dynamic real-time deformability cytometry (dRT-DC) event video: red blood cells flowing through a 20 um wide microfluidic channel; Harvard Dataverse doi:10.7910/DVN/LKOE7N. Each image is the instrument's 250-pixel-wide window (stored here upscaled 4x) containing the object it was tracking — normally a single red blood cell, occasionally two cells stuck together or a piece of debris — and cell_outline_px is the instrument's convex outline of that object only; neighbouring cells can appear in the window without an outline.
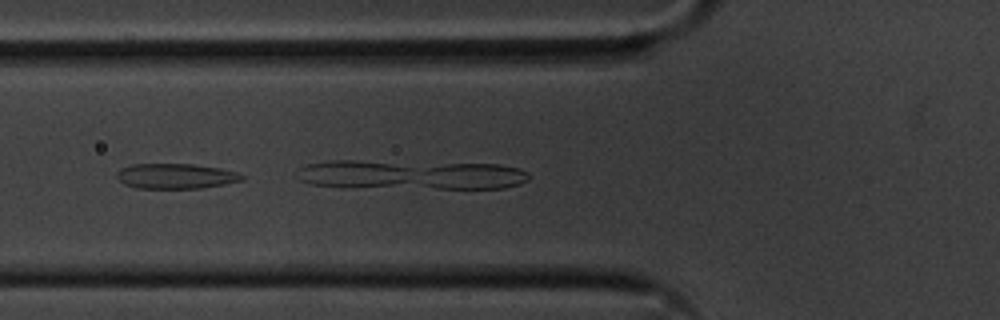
{"species": "common noctule bat (a hibernating species)", "species_latin": "Nyctalus noctula", "temperature_condition": "cold", "stored_images_in_passage": 32, "camera_frame_rate_fps": 3000, "um_per_image_px": 0.085, "animal": {"sex": "male", "body_mass_g": 20.1, "forearm_length_mm": 53.5}, "frame": {"image": 1, "passage_image": 19, "time_ms": 6.0, "image_size_px": [1000, 320], "cell_outline_px": [[248, 176], [244, 180], [224, 184], [200, 188], [136, 188], [124, 184], [116, 176], [116, 172], [120, 168], [132, 164], [192, 164], [220, 168], [236, 172]], "centroid_in_image_um": [14.95, 14.96], "position_along_channel_um": 110.9, "area_um2": 18.44}}